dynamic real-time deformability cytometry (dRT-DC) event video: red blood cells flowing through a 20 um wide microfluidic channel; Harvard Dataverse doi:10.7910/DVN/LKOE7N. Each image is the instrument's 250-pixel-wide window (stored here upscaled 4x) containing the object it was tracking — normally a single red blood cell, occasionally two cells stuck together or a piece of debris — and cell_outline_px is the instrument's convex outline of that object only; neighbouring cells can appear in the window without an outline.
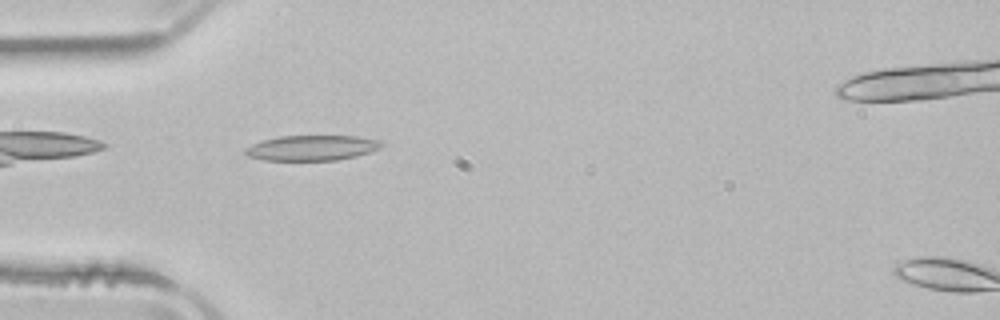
{"species": "common noctule bat (a hibernating species)", "species_latin": "Nyctalus noctula", "temperature_condition": "room temperature", "stored_images_in_passage": 38, "camera_frame_rate_fps": 3000, "um_per_image_px": 0.085, "animal": {"sex": "male", "body_mass_g": 21.5, "forearm_length_mm": 52.0}, "frame": {"image": 1, "passage_image": 2, "time_ms": 0.333, "image_size_px": [1000, 320], "cell_outline_px": [[384, 144], [380, 148], [356, 156], [336, 160], [264, 160], [248, 156], [244, 152], [244, 148], [252, 144], [264, 140], [280, 136], [356, 136], [380, 140]], "centroid_in_image_um": [26.5, 12.57], "position_along_channel_um": 58.5, "area_um2": 19.94}}
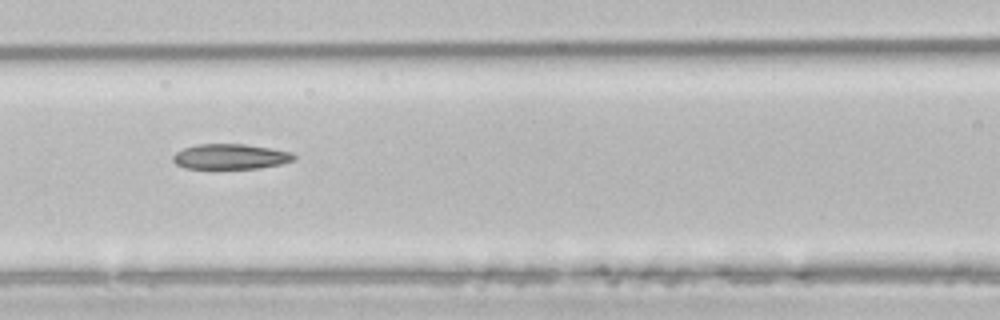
{"frame": {"image": 2, "passage_image": 9, "time_ms": 2.667, "image_size_px": [1000, 320], "cell_outline_px": [[296, 156], [292, 160], [280, 164], [260, 168], [184, 168], [176, 164], [172, 160], [172, 156], [176, 152], [184, 148], [200, 144], [244, 144], [292, 152]], "centroid_in_image_um": [19.56, 13.31], "position_along_channel_um": 147.0, "area_um2": 17.57}}
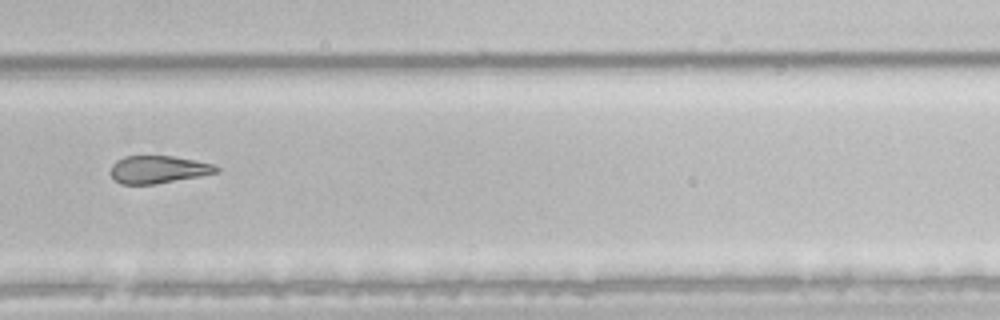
{"frame": {"image": 3, "passage_image": 22, "time_ms": 7.0, "image_size_px": [1000, 320], "cell_outline_px": [[220, 172], [200, 176], [152, 184], [120, 184], [112, 176], [112, 164], [116, 160], [124, 156], [172, 156], [196, 160], [212, 164], [220, 168]], "centroid_in_image_um": [13.47, 14.4], "position_along_channel_um": 316.3, "area_um2": 16.88}, "authors_computed_cell_mechanics": {"area_um2": 18.5249, "velocity_mm_per_s": 3.9286, "shape_relaxation_time_tau1_ms": null, "shape_relaxation_time_tau2_ms": 4.3878, "deformation_change_tau1": null, "deformation_change_tau2": 0.1391}}